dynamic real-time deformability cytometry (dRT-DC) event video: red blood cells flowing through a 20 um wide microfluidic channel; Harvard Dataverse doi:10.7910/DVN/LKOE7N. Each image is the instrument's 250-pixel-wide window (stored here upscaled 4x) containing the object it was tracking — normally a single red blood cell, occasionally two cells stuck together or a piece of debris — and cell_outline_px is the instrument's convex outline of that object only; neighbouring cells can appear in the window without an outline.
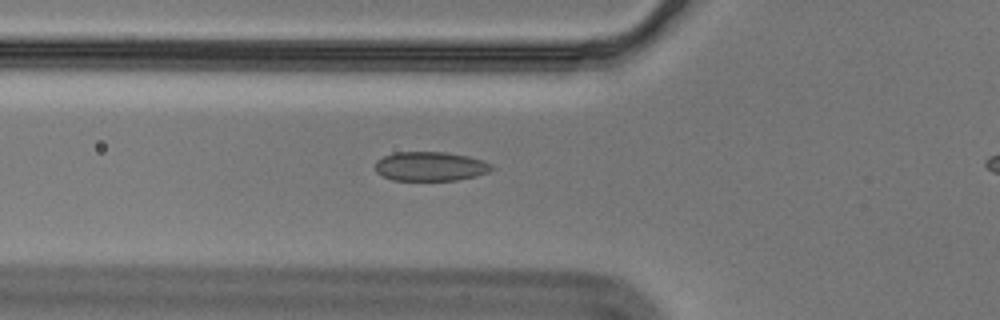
{"species": "Egyptian fruit bat (a non-hibernating species)", "species_latin": "Rousettus aegyptiacus", "temperature_condition": "cold", "stored_images_in_passage": 50, "camera_frame_rate_fps": 3000, "um_per_image_px": 0.085, "animal": {"sex": "male"}, "frame": {"image": 1, "passage_image": 19, "time_ms": 6.0, "image_size_px": [1000, 320], "cell_outline_px": [[496, 168], [488, 172], [476, 176], [456, 180], [392, 180], [376, 172], [376, 160], [384, 156], [396, 152], [444, 152], [468, 156], [484, 160], [492, 164]], "centroid_in_image_um": [36.62, 14.14], "position_along_channel_um": 89.2, "area_um2": 19.88}}
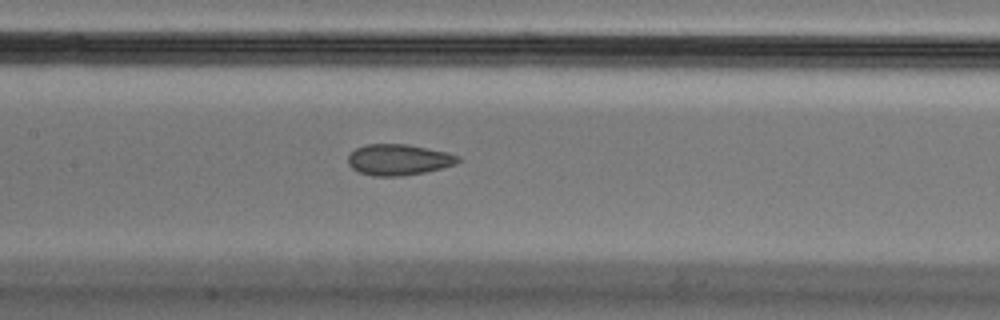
{"frame": {"image": 2, "passage_image": 26, "time_ms": 8.333, "image_size_px": [1000, 320], "cell_outline_px": [[460, 160], [456, 164], [424, 172], [400, 176], [372, 176], [360, 172], [352, 168], [348, 164], [348, 156], [356, 148], [368, 144], [408, 144], [448, 152], [460, 156]], "centroid_in_image_um": [33.89, 13.57], "position_along_channel_um": 173.5, "area_um2": 19.83}}
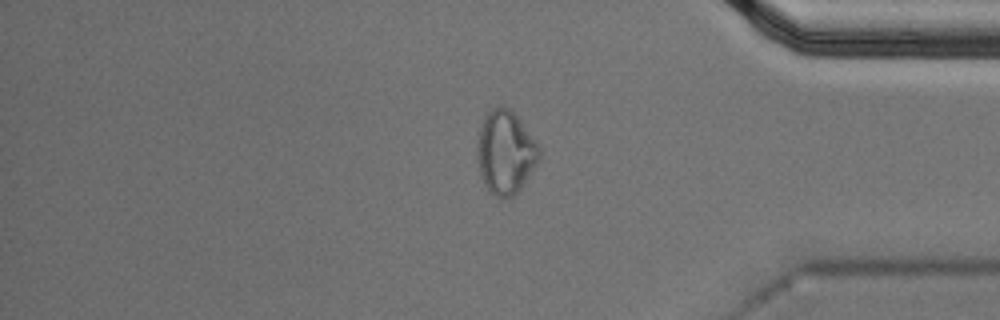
{"frame": {"image": 3, "passage_image": 46, "time_ms": 15.0, "image_size_px": [1000, 320], "cell_outline_px": [[540, 160], [520, 188], [512, 196], [504, 200], [496, 196], [484, 184], [480, 176], [476, 152], [476, 148], [480, 128], [484, 116], [492, 108], [500, 104], [508, 108], [516, 116], [540, 148]], "centroid_in_image_um": [42.94, 12.95], "position_along_channel_um": 392.3, "area_um2": 29.94}, "authors_computed_cell_mechanics": {"area_um2": 20.4323, "velocity_mm_per_s": 3.5597, "shape_relaxation_time_tau1_ms": null, "shape_relaxation_time_tau2_ms": 1.5837, "deformation_change_tau1": null, "deformation_change_tau2": 0.0709}}